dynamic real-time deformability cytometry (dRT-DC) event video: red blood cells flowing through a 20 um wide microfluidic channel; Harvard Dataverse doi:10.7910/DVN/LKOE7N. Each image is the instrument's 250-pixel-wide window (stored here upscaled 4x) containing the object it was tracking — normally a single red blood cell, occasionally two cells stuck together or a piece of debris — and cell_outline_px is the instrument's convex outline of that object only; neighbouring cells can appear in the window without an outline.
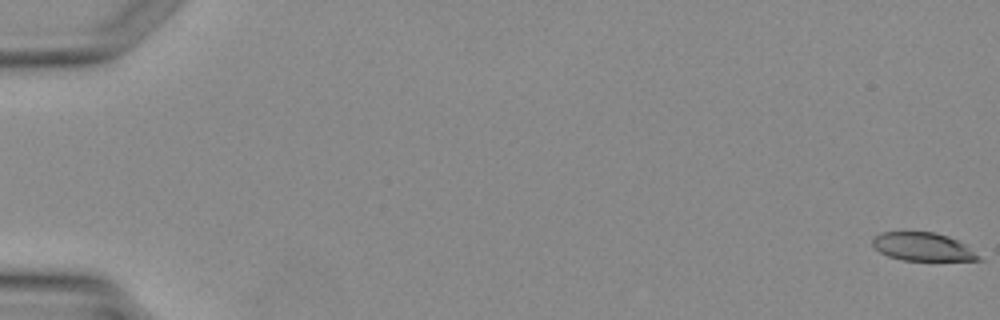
{"species": "Egyptian fruit bat (a non-hibernating species)", "species_latin": "Rousettus aegyptiacus", "temperature_condition": "warm", "stored_images_in_passage": 5, "camera_frame_rate_fps": 3000, "um_per_image_px": 0.085, "animal": {"sex": "female"}, "frame": {"image": 1, "passage_image": 1, "time_ms": 0.0, "image_size_px": [1000, 320], "cell_outline_px": [[984, 260], [904, 260], [888, 256], [880, 252], [872, 244], [872, 236], [880, 232], [936, 232], [948, 236], [964, 244], [980, 256]], "centroid_in_image_um": [78.4, 20.96], "position_along_channel_um": 6.6, "area_um2": 17.34}}
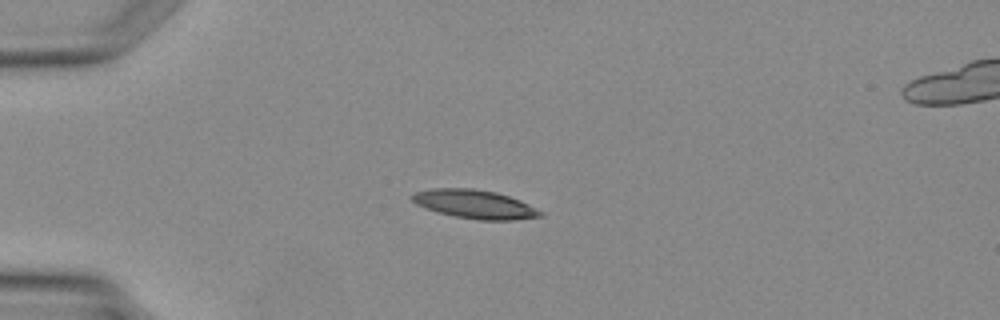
{"frame": {"image": 2, "passage_image": 4, "time_ms": 3.667, "image_size_px": [1000, 320], "cell_outline_px": [[544, 216], [512, 220], [480, 220], [456, 216], [440, 212], [416, 204], [408, 196], [416, 192], [432, 188], [472, 188], [496, 192], [520, 200], [544, 212]], "centroid_in_image_um": [40.38, 17.35], "position_along_channel_um": 44.6, "area_um2": 21.27}}